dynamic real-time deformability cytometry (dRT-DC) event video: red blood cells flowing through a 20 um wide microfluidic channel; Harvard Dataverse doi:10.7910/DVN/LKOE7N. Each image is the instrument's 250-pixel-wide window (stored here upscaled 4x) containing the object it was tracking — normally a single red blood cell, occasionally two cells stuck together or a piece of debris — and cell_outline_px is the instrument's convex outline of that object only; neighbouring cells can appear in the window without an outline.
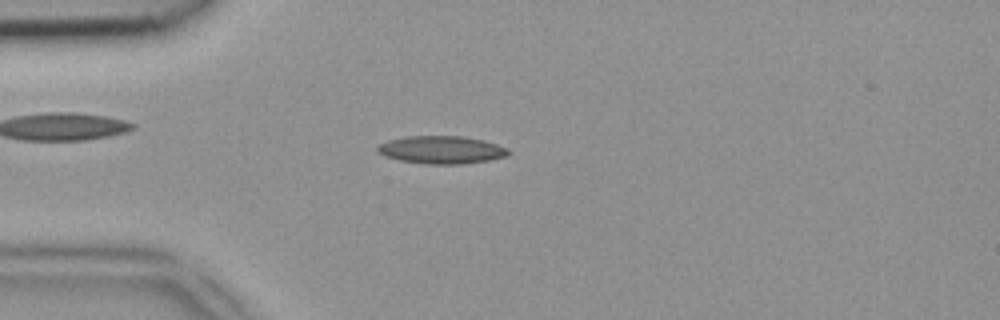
{"species": "common noctule bat (a hibernating species)", "species_latin": "Nyctalus noctula", "temperature_condition": "room temperature", "stored_images_in_passage": 47, "camera_frame_rate_fps": 3000, "um_per_image_px": 0.085, "animal": {"sex": "female", "body_mass_g": 18.4}, "frame": {"image": 1, "passage_image": 12, "time_ms": 3.667, "image_size_px": [1000, 320], "cell_outline_px": [[512, 152], [508, 156], [488, 160], [460, 164], [428, 164], [400, 160], [384, 156], [376, 152], [376, 148], [380, 144], [388, 140], [408, 136], [464, 136], [484, 140], [508, 148]], "centroid_in_image_um": [37.54, 12.73], "position_along_channel_um": 47.5, "area_um2": 21.27}}
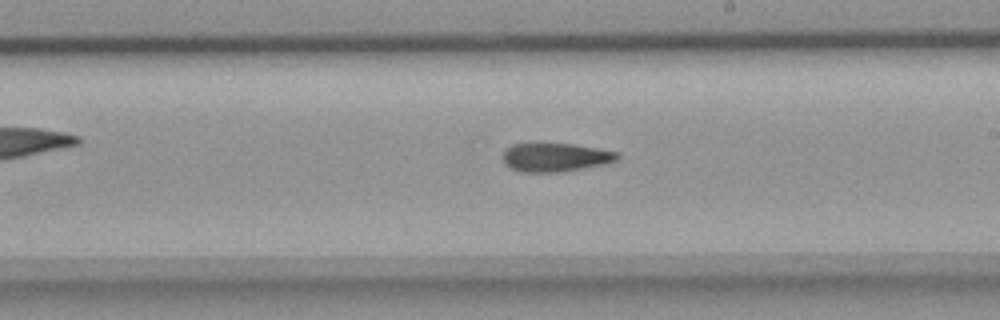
{"frame": {"image": 2, "passage_image": 27, "time_ms": 8.667, "image_size_px": [1000, 320], "cell_outline_px": [[620, 156], [616, 160], [604, 164], [560, 172], [520, 172], [508, 168], [504, 164], [504, 152], [512, 144], [572, 144], [620, 152]], "centroid_in_image_um": [47.2, 13.38], "position_along_channel_um": 241.8, "area_um2": 18.96}}
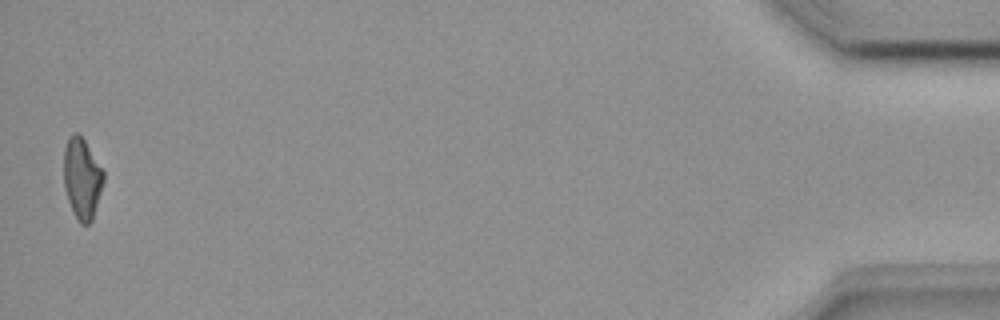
{"frame": {"image": 3, "passage_image": 47, "time_ms": 15.333, "image_size_px": [1000, 320], "cell_outline_px": [[104, 180], [92, 220], [88, 224], [80, 224], [68, 200], [64, 184], [64, 148], [68, 140], [76, 132], [84, 140], [104, 172]], "centroid_in_image_um": [6.97, 15.18], "position_along_channel_um": 428.2, "area_um2": 18.21}}